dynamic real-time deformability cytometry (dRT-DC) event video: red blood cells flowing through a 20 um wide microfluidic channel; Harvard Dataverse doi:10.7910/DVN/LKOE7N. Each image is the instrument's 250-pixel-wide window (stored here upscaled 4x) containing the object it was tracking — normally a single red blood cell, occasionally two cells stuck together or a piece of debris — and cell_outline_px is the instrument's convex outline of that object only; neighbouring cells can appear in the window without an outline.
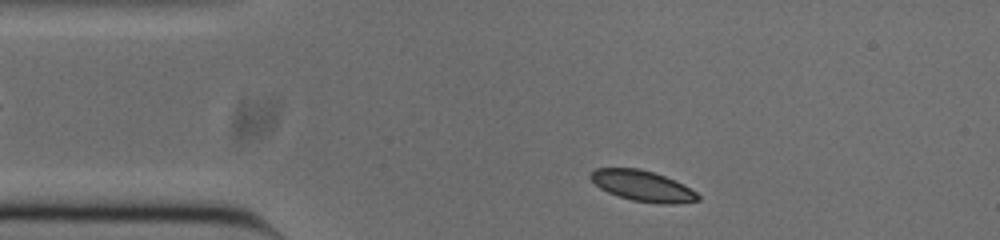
{"species": "common noctule bat (a hibernating species)", "species_latin": "Nyctalus noctula", "temperature_condition": "cold", "stored_images_in_passage": 47, "camera_frame_rate_fps": 3000, "um_per_image_px": 0.085, "animal": {"sex": "male", "body_mass_g": 20.0, "forearm_length_mm": 53.3}, "frame": {"image": 1, "passage_image": 3, "time_ms": 0.667, "image_size_px": [1000, 240], "cell_outline_px": [[700, 200], [676, 204], [664, 204], [632, 200], [608, 192], [600, 188], [588, 176], [596, 168], [640, 168], [664, 176], [696, 192], [700, 196]], "centroid_in_image_um": [54.6, 15.8], "position_along_channel_um": 30.4, "area_um2": 18.84}}
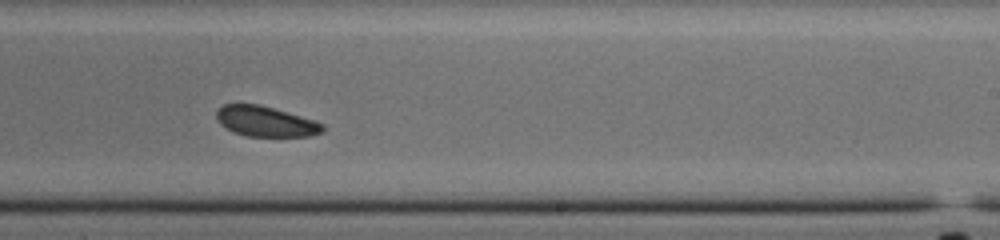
{"frame": {"image": 2, "passage_image": 25, "time_ms": 8.0, "image_size_px": [1000, 240], "cell_outline_px": [[324, 132], [308, 136], [248, 136], [232, 132], [220, 124], [216, 120], [216, 112], [224, 104], [260, 104], [300, 116], [324, 124]], "centroid_in_image_um": [22.55, 10.32], "position_along_channel_um": 266.4, "area_um2": 18.67}}
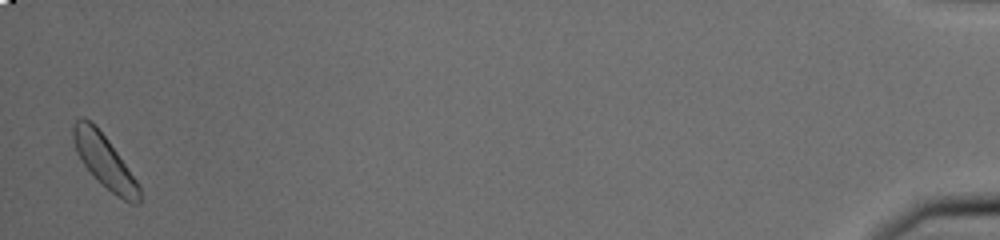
{"frame": {"image": 3, "passage_image": 46, "time_ms": 15.0, "image_size_px": [1000, 240], "cell_outline_px": [[140, 204], [132, 204], [116, 196], [84, 164], [76, 152], [72, 136], [72, 124], [80, 116], [84, 116], [108, 140], [140, 184]], "centroid_in_image_um": [8.89, 13.7], "position_along_channel_um": 426.3, "area_um2": 19.88}, "authors_computed_cell_mechanics": {"area_um2": 19.8254, "velocity_mm_per_s": 3.7464, "shape_relaxation_time_tau1_ms": 1.3471, "shape_relaxation_time_tau2_ms": null, "deformation_change_tau1": 0.0465, "deformation_change_tau2": null}}